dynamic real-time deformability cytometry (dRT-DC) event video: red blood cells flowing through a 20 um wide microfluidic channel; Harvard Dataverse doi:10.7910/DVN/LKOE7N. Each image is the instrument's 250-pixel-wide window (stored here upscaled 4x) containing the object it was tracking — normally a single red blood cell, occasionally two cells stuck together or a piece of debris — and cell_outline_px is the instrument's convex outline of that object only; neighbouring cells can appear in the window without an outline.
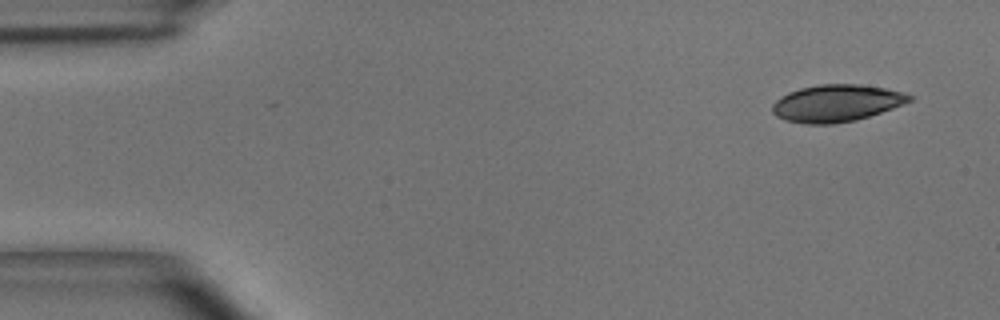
{"species": "common noctule bat (a hibernating species)", "species_latin": "Nyctalus noctula", "temperature_condition": "room temperature", "stored_images_in_passage": 4, "camera_frame_rate_fps": 3000, "um_per_image_px": 0.085, "animal": {"sex": "male", "body_mass_g": 15.6}, "frame": {"image": 1, "passage_image": 1, "time_ms": 0.0, "image_size_px": [1000, 320], "cell_outline_px": [[912, 100], [904, 104], [856, 120], [836, 124], [804, 124], [788, 120], [776, 116], [772, 112], [772, 104], [780, 96], [788, 92], [800, 88], [820, 84], [860, 84], [884, 88], [900, 92], [912, 96]], "centroid_in_image_um": [71.06, 8.77], "position_along_channel_um": 13.9, "area_um2": 29.48}}
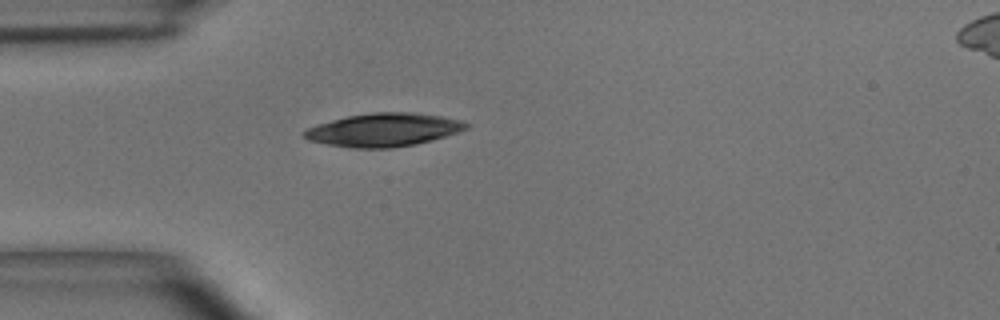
{"frame": {"image": 2, "passage_image": 4, "time_ms": 1.0, "image_size_px": [1000, 320], "cell_outline_px": [[472, 124], [468, 128], [432, 140], [392, 148], [352, 148], [328, 144], [308, 140], [304, 136], [304, 132], [308, 128], [316, 124], [348, 116], [372, 112], [412, 112], [440, 116], [460, 120]], "centroid_in_image_um": [32.61, 11.03], "position_along_channel_um": 52.4, "area_um2": 31.1}}